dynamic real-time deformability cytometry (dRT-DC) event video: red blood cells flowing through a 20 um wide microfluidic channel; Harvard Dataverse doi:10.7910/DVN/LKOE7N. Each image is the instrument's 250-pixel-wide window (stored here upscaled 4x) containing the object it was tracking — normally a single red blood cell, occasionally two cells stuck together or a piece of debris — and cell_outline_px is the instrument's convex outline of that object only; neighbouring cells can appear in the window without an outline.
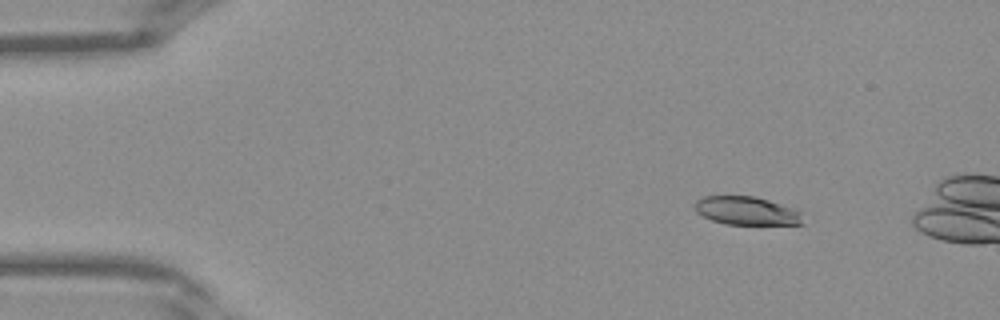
{"species": "Egyptian fruit bat (a non-hibernating species)", "species_latin": "Rousettus aegyptiacus", "temperature_condition": "warm", "stored_images_in_passage": 12, "camera_frame_rate_fps": 3000, "um_per_image_px": 0.085, "frame": {"image": 1, "passage_image": 6, "time_ms": 1.667, "image_size_px": [1000, 320], "cell_outline_px": [[804, 224], [724, 224], [712, 220], [696, 212], [692, 208], [692, 204], [696, 200], [704, 196], [752, 196], [768, 200], [792, 208], [800, 212]], "centroid_in_image_um": [63.39, 17.91], "position_along_channel_um": 21.6, "area_um2": 17.8}}